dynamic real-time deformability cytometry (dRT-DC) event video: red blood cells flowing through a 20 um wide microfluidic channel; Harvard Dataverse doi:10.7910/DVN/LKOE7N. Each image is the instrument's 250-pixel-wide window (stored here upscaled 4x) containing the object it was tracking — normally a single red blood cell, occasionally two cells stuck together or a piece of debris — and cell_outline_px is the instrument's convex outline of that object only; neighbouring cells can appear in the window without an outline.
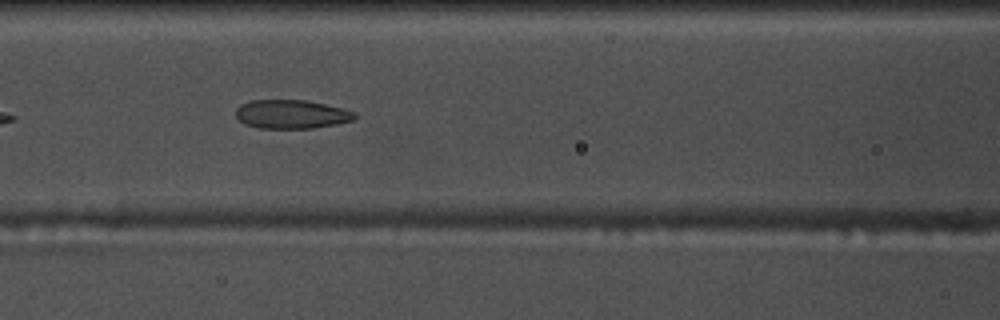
{"species": "common noctule bat (a hibernating species)", "species_latin": "Nyctalus noctula", "temperature_condition": "warm", "stored_images_in_passage": 23, "camera_frame_rate_fps": 3000, "um_per_image_px": 0.085, "animal": {"sex": "male", "body_mass_g": 17.5, "forearm_length_mm": 52.3}, "frame": {"image": 1, "passage_image": 10, "time_ms": 3.0, "image_size_px": [1000, 320], "cell_outline_px": [[356, 116], [352, 120], [312, 128], [260, 128], [244, 124], [236, 116], [236, 108], [240, 104], [252, 100], [304, 100], [324, 104], [356, 112]], "centroid_in_image_um": [24.72, 9.7], "position_along_channel_um": 141.9, "area_um2": 19.65}}
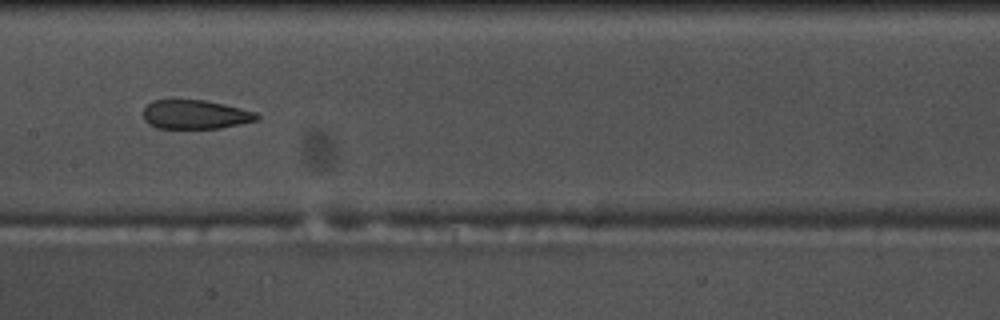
{"frame": {"image": 2, "passage_image": 14, "time_ms": 4.333, "image_size_px": [1000, 320], "cell_outline_px": [[260, 116], [256, 120], [220, 128], [156, 128], [148, 124], [144, 120], [144, 108], [152, 100], [204, 100], [224, 104], [256, 112]], "centroid_in_image_um": [16.57, 9.73], "position_along_channel_um": 190.8, "area_um2": 19.07}}
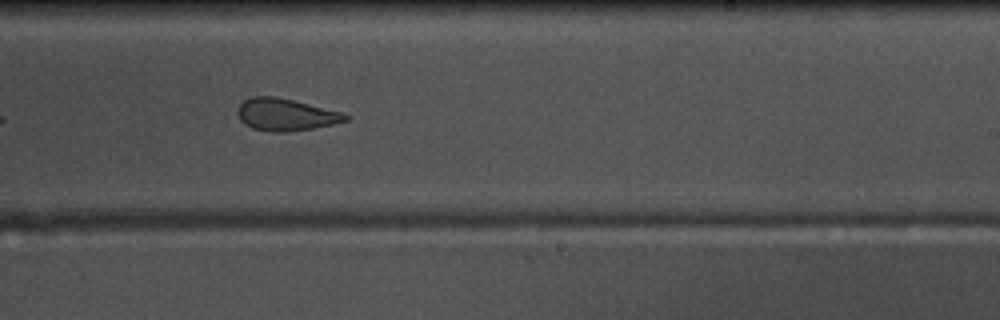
{"frame": {"image": 3, "passage_image": 20, "time_ms": 6.333, "image_size_px": [1000, 320], "cell_outline_px": [[348, 120], [332, 124], [312, 128], [284, 132], [272, 132], [252, 128], [244, 124], [240, 120], [236, 112], [240, 104], [244, 100], [252, 96], [276, 96], [340, 112], [348, 116]], "centroid_in_image_um": [24.21, 9.74], "position_along_channel_um": 264.8, "area_um2": 19.94}}